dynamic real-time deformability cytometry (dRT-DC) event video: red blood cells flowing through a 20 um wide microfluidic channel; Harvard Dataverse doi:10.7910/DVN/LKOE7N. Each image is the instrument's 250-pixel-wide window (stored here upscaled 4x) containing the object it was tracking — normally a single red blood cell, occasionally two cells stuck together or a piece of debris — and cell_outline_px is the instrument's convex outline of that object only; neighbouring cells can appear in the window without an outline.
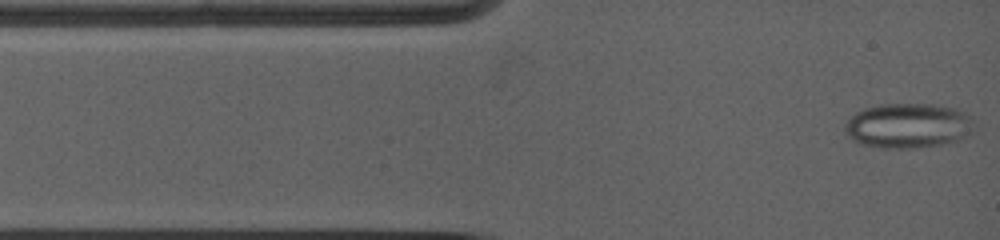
{"species": "common noctule bat (a hibernating species)", "species_latin": "Nyctalus noctula", "temperature_condition": "warm", "stored_images_in_passage": 26, "camera_frame_rate_fps": 5000, "um_per_image_px": 0.085, "animal": {"sex": "female", "body_mass_g": 19.0, "forearm_length_mm": 53.3}, "frame": {"image": 1, "passage_image": 1, "time_ms": 0.0, "image_size_px": [1000, 240], "cell_outline_px": [[972, 128], [960, 136], [952, 140], [936, 144], [912, 148], [880, 148], [864, 144], [856, 140], [844, 128], [844, 124], [856, 112], [864, 108], [880, 104], [932, 104], [952, 108], [964, 112], [972, 120]], "centroid_in_image_um": [77.11, 10.65], "position_along_channel_um": 7.9, "area_um2": 32.6}}
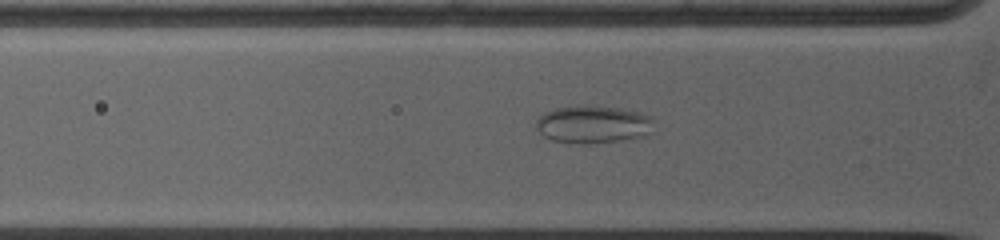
{"frame": {"image": 2, "passage_image": 20, "time_ms": 2.8, "image_size_px": [1000, 240], "cell_outline_px": [[652, 120], [648, 132], [644, 136], [620, 140], [588, 144], [580, 144], [552, 140], [544, 136], [536, 128], [536, 120], [544, 112], [556, 108], [620, 108], [640, 112], [648, 116]], "centroid_in_image_um": [50.36, 10.61], "position_along_channel_um": 75.4, "area_um2": 24.85}}
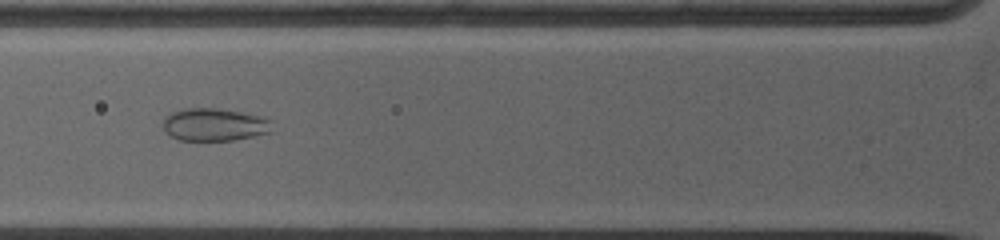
{"frame": {"image": 3, "passage_image": 25, "time_ms": 3.6, "image_size_px": [1000, 240], "cell_outline_px": [[272, 132], [232, 140], [180, 140], [164, 132], [164, 116], [172, 112], [184, 108], [216, 108], [264, 116], [268, 120]], "centroid_in_image_um": [18.19, 10.58], "position_along_channel_um": 107.6, "area_um2": 20.63}}